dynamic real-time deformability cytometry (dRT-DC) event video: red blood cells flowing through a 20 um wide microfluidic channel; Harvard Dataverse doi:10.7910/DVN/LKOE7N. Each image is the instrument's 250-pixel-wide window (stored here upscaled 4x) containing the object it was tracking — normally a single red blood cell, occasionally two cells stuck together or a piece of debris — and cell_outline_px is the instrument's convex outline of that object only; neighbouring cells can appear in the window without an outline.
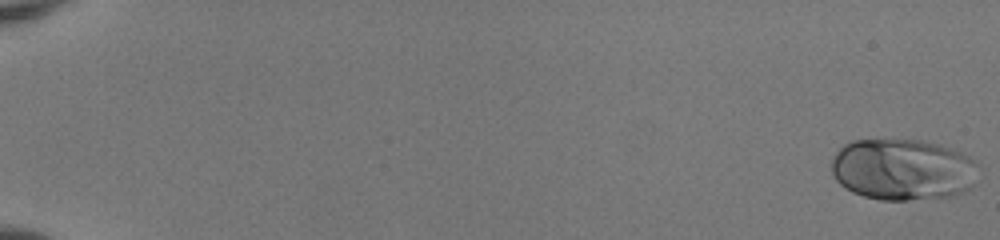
{"species": "human", "species_latin": "Homo sapiens", "temperature_condition": "room temperature", "stored_images_in_passage": 53, "camera_frame_rate_fps": 3000, "um_per_image_px": 0.085, "donor": {"sex": "female"}, "frame": {"image": 1, "passage_image": 1, "time_ms": 0.0, "image_size_px": [1000, 240], "cell_outline_px": [[980, 168], [976, 184], [972, 188], [964, 192], [952, 196], [908, 200], [880, 200], [864, 196], [852, 192], [840, 184], [836, 180], [832, 172], [832, 156], [848, 140], [924, 140], [940, 144], [960, 152], [976, 160]], "centroid_in_image_um": [76.79, 14.41], "position_along_channel_um": 8.2, "area_um2": 53.47}}
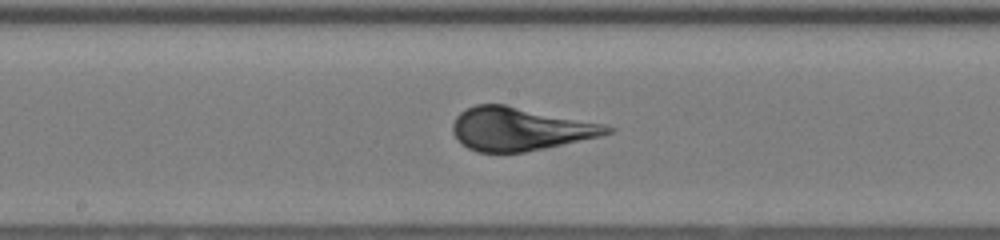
{"frame": {"image": 2, "passage_image": 31, "time_ms": 10.0, "image_size_px": [1000, 240], "cell_outline_px": [[616, 128], [612, 132], [600, 136], [544, 148], [524, 152], [476, 152], [468, 148], [452, 132], [452, 124], [456, 116], [460, 112], [476, 104], [504, 104], [604, 124]], "centroid_in_image_um": [44.18, 10.95], "position_along_channel_um": 204.0, "area_um2": 38.49}}
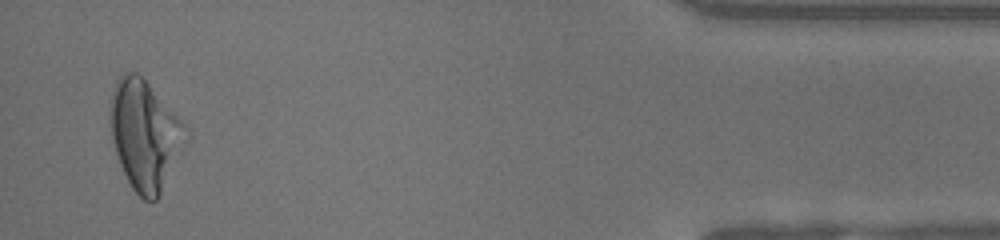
{"frame": {"image": 3, "passage_image": 52, "time_ms": 17.0, "image_size_px": [1000, 240], "cell_outline_px": [[184, 124], [160, 196], [156, 200], [144, 200], [132, 188], [120, 164], [116, 152], [112, 136], [108, 108], [116, 80], [124, 72], [136, 72], [148, 84]], "centroid_in_image_um": [12.16, 11.41], "position_along_channel_um": 423.0, "area_um2": 45.26}, "authors_computed_cell_mechanics": {"area_um2": 40.8068, "velocity_mm_per_s": 4.0019, "shape_relaxation_time_tau1_ms": 4.3993, "shape_relaxation_time_tau2_ms": null, "deformation_change_tau1": 0.2223, "deformation_change_tau2": null}}